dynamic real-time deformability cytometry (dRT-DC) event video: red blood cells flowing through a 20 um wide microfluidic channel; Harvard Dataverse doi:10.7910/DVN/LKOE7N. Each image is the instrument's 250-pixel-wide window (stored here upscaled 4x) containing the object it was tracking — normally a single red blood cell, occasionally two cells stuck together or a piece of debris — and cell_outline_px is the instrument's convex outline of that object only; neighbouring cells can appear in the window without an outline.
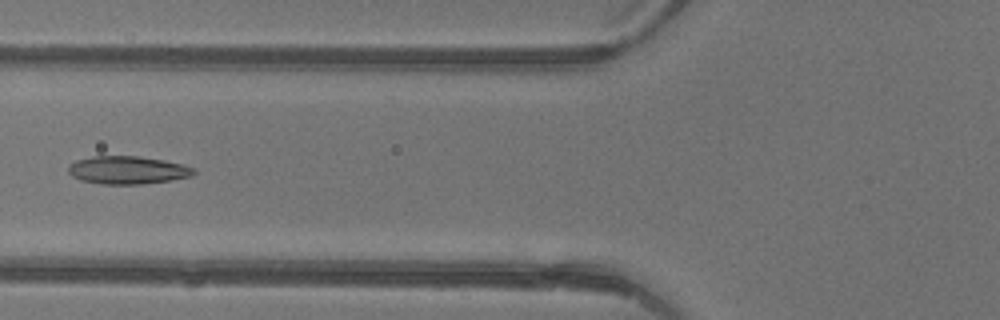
{"species": "common noctule bat (a hibernating species)", "species_latin": "Nyctalus noctula", "temperature_condition": "warm", "stored_images_in_passage": 5, "camera_frame_rate_fps": 3000, "um_per_image_px": 0.085, "animal": {"sex": "female"}, "frame": {"image": 1, "passage_image": 4, "time_ms": 1.0, "image_size_px": [1000, 320], "cell_outline_px": [[196, 172], [192, 176], [172, 180], [140, 184], [104, 184], [80, 180], [72, 176], [68, 172], [68, 164], [76, 160], [92, 156], [140, 156], [164, 160], [184, 164], [196, 168]], "centroid_in_image_um": [10.86, 14.45], "position_along_channel_um": 114.9, "area_um2": 20.63}}
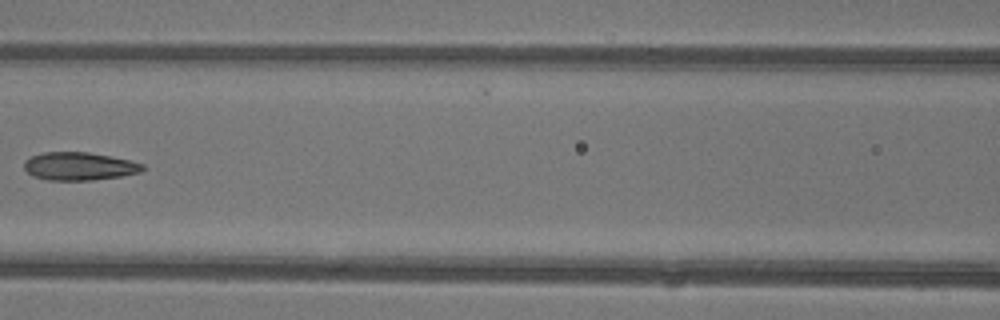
{"frame": {"image": 2, "passage_image": 5, "time_ms": 1.333, "image_size_px": [1000, 320], "cell_outline_px": [[144, 168], [140, 172], [120, 176], [92, 180], [48, 180], [32, 176], [24, 168], [24, 160], [32, 156], [44, 152], [88, 152], [112, 156], [144, 164]], "centroid_in_image_um": [6.71, 14.13], "position_along_channel_um": 159.9, "area_um2": 19.31}}